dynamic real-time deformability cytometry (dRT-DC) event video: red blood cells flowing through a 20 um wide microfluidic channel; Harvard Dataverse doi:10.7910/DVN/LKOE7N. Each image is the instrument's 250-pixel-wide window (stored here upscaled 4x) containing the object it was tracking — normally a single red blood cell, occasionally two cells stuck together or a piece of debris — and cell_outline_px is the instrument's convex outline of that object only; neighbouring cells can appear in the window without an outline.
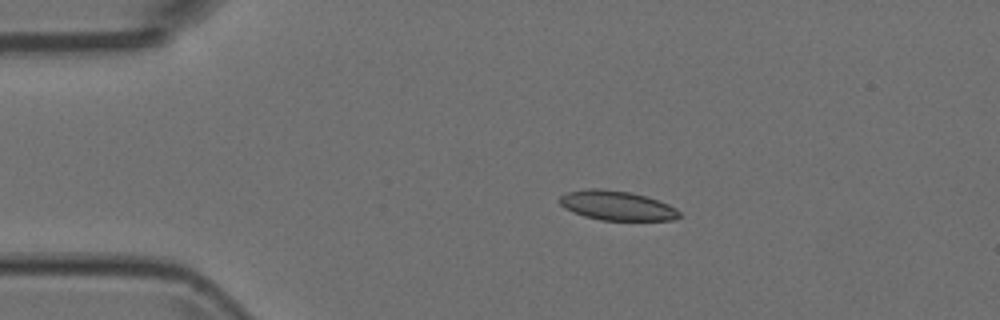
{"species": "Egyptian fruit bat (a non-hibernating species)", "species_latin": "Rousettus aegyptiacus", "temperature_condition": "room temperature", "stored_images_in_passage": 7, "camera_frame_rate_fps": 3000, "um_per_image_px": 0.085, "animal": {"sex": "female"}, "frame": {"image": 1, "passage_image": 3, "time_ms": 0.667, "image_size_px": [1000, 320], "cell_outline_px": [[684, 216], [672, 220], [600, 220], [584, 216], [572, 212], [564, 208], [560, 204], [560, 196], [568, 192], [588, 188], [604, 188], [632, 192], [668, 204], [676, 208]], "centroid_in_image_um": [52.44, 17.47], "position_along_channel_um": 32.6, "area_um2": 20.69}}
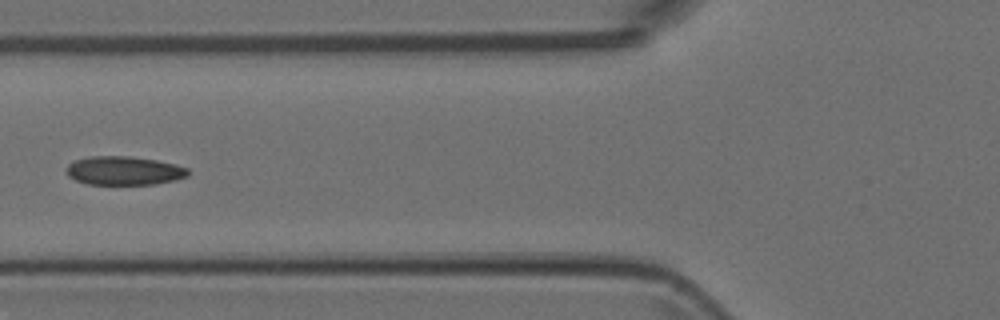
{"frame": {"image": 2, "passage_image": 6, "time_ms": 1.667, "image_size_px": [1000, 320], "cell_outline_px": [[188, 176], [176, 180], [156, 184], [88, 184], [76, 180], [68, 176], [68, 164], [76, 160], [92, 156], [128, 156], [156, 160], [176, 164], [188, 168]], "centroid_in_image_um": [10.58, 14.51], "position_along_channel_um": 115.2, "area_um2": 20.23}}
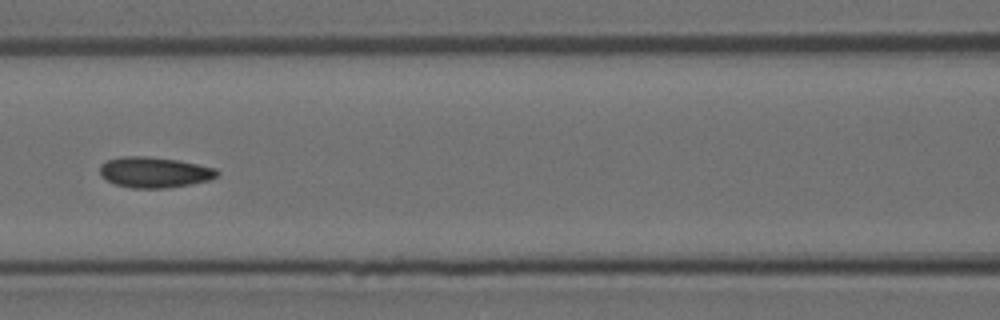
{"frame": {"image": 3, "passage_image": 7, "time_ms": 2.0, "image_size_px": [1000, 320], "cell_outline_px": [[220, 172], [216, 176], [208, 180], [192, 184], [164, 188], [132, 188], [116, 184], [100, 176], [100, 164], [108, 160], [124, 156], [148, 156], [176, 160], [216, 168]], "centroid_in_image_um": [13.11, 14.64], "position_along_channel_um": 153.5, "area_um2": 20.81}}